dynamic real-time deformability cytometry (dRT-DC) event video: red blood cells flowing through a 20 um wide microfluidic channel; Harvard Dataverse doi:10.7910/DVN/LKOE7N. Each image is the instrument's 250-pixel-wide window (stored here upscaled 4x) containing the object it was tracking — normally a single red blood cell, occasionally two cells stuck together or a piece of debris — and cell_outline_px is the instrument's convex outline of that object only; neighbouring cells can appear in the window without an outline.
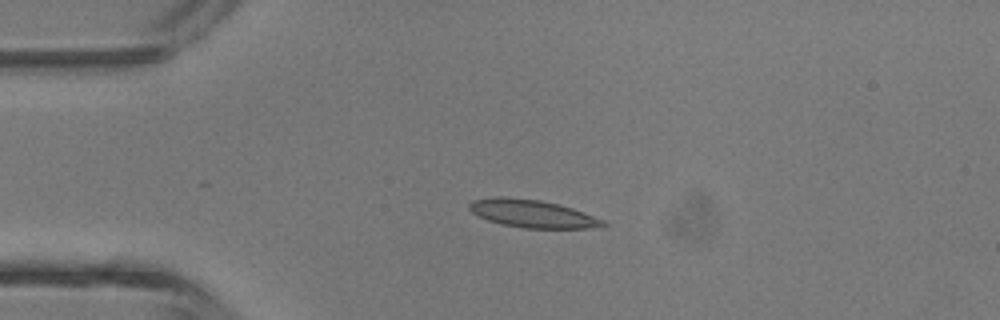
{"species": "common noctule bat (a hibernating species)", "species_latin": "Nyctalus noctula", "temperature_condition": "room temperature", "stored_images_in_passage": 4, "camera_frame_rate_fps": 3000, "um_per_image_px": 0.085, "animal": {"sex": "male", "body_mass_g": 13.3}, "frame": {"image": 1, "passage_image": 2, "time_ms": 2.0, "image_size_px": [1000, 320], "cell_outline_px": [[608, 224], [604, 228], [524, 228], [504, 224], [488, 220], [472, 212], [468, 208], [468, 204], [472, 200], [496, 196], [504, 196], [540, 200], [572, 208], [604, 220]], "centroid_in_image_um": [45.27, 18.16], "position_along_channel_um": 39.7, "area_um2": 21.62}}
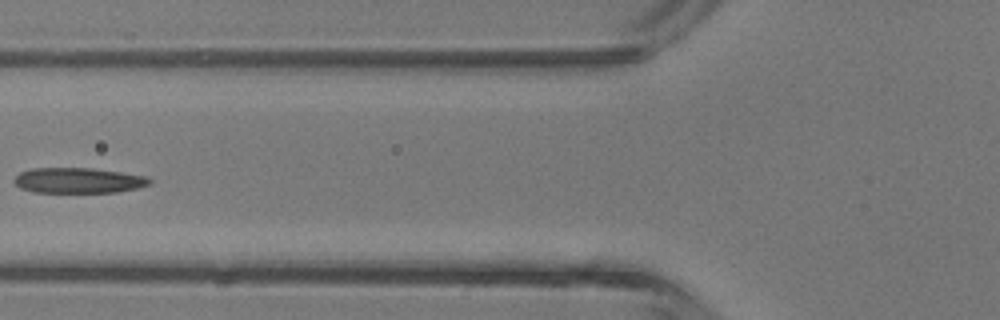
{"frame": {"image": 2, "passage_image": 4, "time_ms": 4.333, "image_size_px": [1000, 320], "cell_outline_px": [[152, 184], [136, 188], [116, 192], [32, 192], [20, 188], [12, 180], [20, 172], [32, 168], [92, 168], [148, 176], [152, 180]], "centroid_in_image_um": [6.67, 15.33], "position_along_channel_um": 119.1, "area_um2": 20.11}}